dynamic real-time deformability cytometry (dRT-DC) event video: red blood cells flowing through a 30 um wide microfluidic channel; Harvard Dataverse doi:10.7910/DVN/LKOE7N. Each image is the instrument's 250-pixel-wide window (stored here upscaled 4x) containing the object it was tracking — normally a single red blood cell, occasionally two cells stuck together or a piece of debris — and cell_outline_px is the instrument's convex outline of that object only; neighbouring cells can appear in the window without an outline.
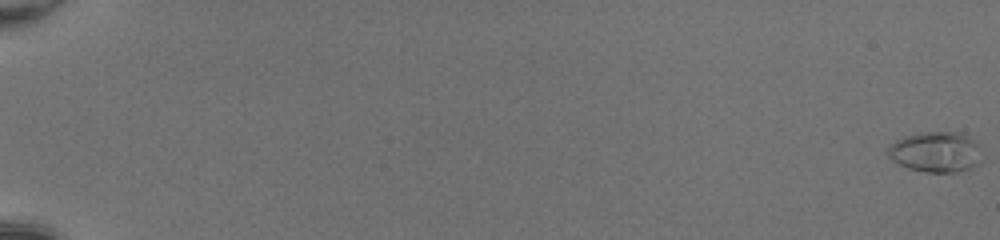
{"species": "common noctule bat (a hibernating species)", "species_latin": "Nyctalus noctula", "temperature_condition": "room temperature", "stored_images_in_passage": 53, "camera_frame_rate_fps": 3000, "um_per_image_px": 0.085, "animal": {"sex": "female", "body_mass_g": 20.0, "forearm_length_mm": 54.0}, "frame": {"image": 1, "passage_image": 1, "time_ms": 0.0, "image_size_px": [1000, 240], "cell_outline_px": [[984, 160], [980, 164], [956, 172], [928, 172], [908, 168], [892, 160], [888, 156], [888, 148], [896, 140], [904, 136], [920, 132], [960, 132], [976, 140], [980, 144]], "centroid_in_image_um": [79.62, 12.91], "position_along_channel_um": 5.4, "area_um2": 22.54}}
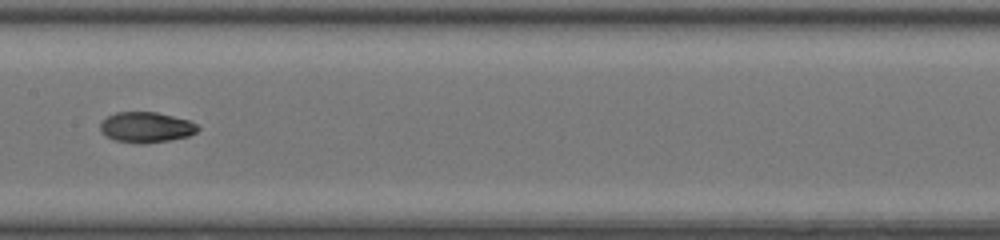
{"frame": {"image": 2, "passage_image": 31, "time_ms": 10.0, "image_size_px": [1000, 240], "cell_outline_px": [[200, 128], [196, 132], [188, 136], [172, 140], [144, 144], [140, 144], [116, 140], [100, 132], [100, 124], [108, 116], [116, 112], [156, 112], [188, 120], [196, 124]], "centroid_in_image_um": [12.43, 10.82], "position_along_channel_um": 195.0, "area_um2": 17.28}}
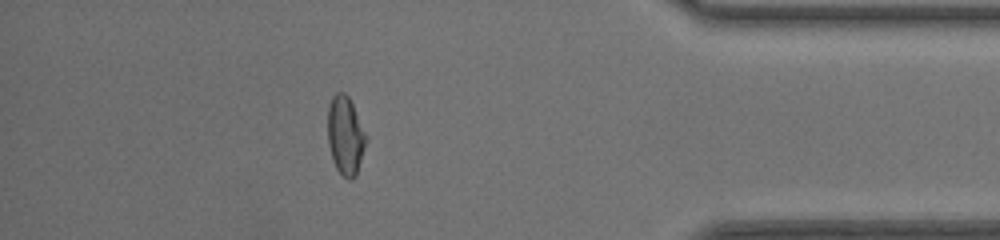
{"frame": {"image": 3, "passage_image": 48, "time_ms": 15.667, "image_size_px": [1000, 240], "cell_outline_px": [[364, 148], [356, 176], [352, 180], [348, 180], [336, 168], [332, 160], [328, 144], [328, 108], [332, 96], [336, 92], [344, 92], [348, 96], [352, 104], [364, 132]], "centroid_in_image_um": [29.31, 11.53], "position_along_channel_um": 405.9, "area_um2": 17.11}, "authors_computed_cell_mechanics": {"area_um2": 17.4556, "velocity_mm_per_s": 4.2377, "shape_relaxation_time_tau1_ms": 2.9204, "shape_relaxation_time_tau2_ms": 1.2885, "deformation_change_tau1": 0.1721, "deformation_change_tau2": 0.0486}}